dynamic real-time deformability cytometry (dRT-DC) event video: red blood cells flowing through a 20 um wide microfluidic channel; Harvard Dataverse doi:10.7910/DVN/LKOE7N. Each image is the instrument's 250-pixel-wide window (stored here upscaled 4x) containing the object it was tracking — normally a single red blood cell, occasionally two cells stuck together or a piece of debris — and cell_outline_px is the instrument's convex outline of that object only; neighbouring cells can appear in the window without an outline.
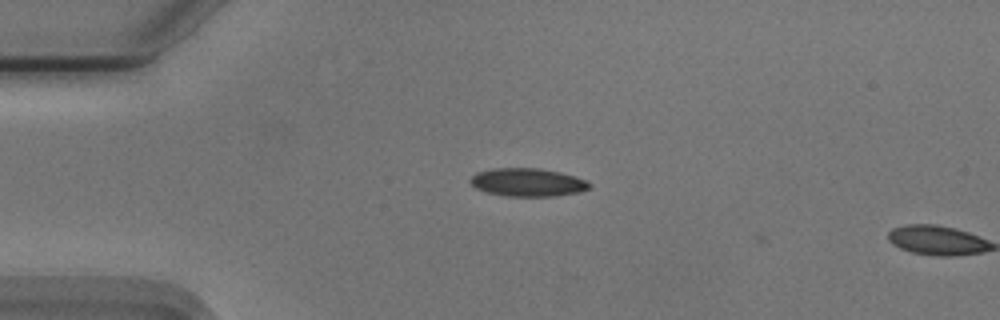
{"species": "Egyptian fruit bat (a non-hibernating species)", "species_latin": "Rousettus aegyptiacus", "temperature_condition": "cold", "stored_images_in_passage": 4, "camera_frame_rate_fps": 3000, "um_per_image_px": 0.085, "animal": {"sex": "male"}, "frame": {"image": 1, "passage_image": 3, "time_ms": 0.667, "image_size_px": [1000, 320], "cell_outline_px": [[592, 184], [588, 188], [580, 192], [556, 196], [504, 196], [484, 192], [476, 188], [468, 180], [476, 172], [492, 168], [540, 168], [560, 172], [576, 176], [588, 180]], "centroid_in_image_um": [44.85, 15.49], "position_along_channel_um": 40.1, "area_um2": 19.83}}